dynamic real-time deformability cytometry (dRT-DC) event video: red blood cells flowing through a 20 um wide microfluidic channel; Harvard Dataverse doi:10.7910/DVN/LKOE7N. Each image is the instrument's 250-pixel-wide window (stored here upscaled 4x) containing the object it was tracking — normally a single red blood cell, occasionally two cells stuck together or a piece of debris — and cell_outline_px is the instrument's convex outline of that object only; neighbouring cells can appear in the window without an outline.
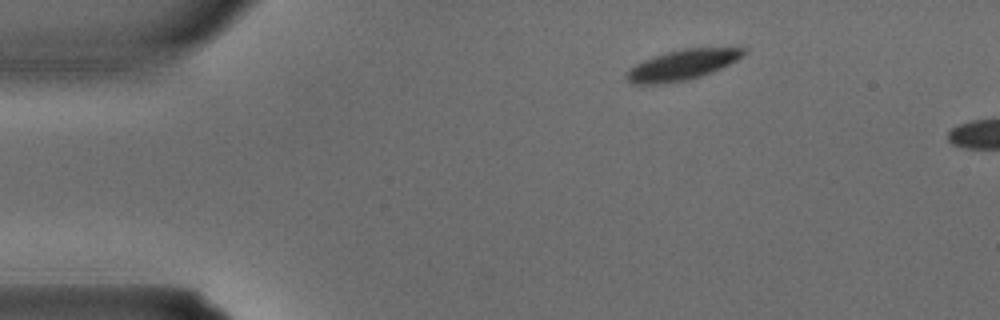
{"species": "common noctule bat (a hibernating species)", "species_latin": "Nyctalus noctula", "temperature_condition": "warm", "stored_images_in_passage": 2, "camera_frame_rate_fps": 3000, "um_per_image_px": 0.085, "animal": {"sex": "male", "body_mass_g": 15.6}, "frame": {"image": 1, "passage_image": 1, "time_ms": 0.0, "image_size_px": [1000, 320], "cell_outline_px": [[748, 52], [736, 60], [712, 72], [700, 76], [684, 80], [660, 84], [636, 84], [628, 80], [624, 76], [636, 64], [644, 60], [664, 52], [680, 48], [748, 48]], "centroid_in_image_um": [58.0, 5.5], "position_along_channel_um": 27.0, "area_um2": 20.4}}